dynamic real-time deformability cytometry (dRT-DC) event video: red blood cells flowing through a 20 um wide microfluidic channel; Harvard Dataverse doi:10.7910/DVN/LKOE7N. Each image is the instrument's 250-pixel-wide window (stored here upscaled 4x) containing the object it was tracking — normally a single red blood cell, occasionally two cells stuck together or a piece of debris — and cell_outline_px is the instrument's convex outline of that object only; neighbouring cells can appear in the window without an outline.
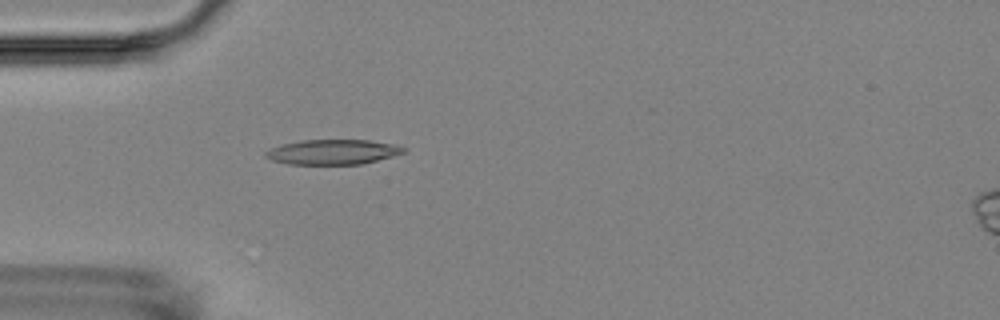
{"species": "Egyptian fruit bat (a non-hibernating species)", "species_latin": "Rousettus aegyptiacus", "temperature_condition": "room temperature", "stored_images_in_passage": 1, "camera_frame_rate_fps": 3000, "um_per_image_px": 0.085, "animal": {"sex": "female"}, "frame": {"image": 1, "passage_image": 1, "time_ms": 0.0, "image_size_px": [1000, 320], "cell_outline_px": [[408, 148], [404, 152], [392, 156], [360, 164], [288, 164], [272, 160], [264, 156], [264, 152], [272, 148], [284, 144], [300, 140], [368, 140], [392, 144]], "centroid_in_image_um": [28.27, 12.91], "position_along_channel_um": 56.7, "area_um2": 19.83}}